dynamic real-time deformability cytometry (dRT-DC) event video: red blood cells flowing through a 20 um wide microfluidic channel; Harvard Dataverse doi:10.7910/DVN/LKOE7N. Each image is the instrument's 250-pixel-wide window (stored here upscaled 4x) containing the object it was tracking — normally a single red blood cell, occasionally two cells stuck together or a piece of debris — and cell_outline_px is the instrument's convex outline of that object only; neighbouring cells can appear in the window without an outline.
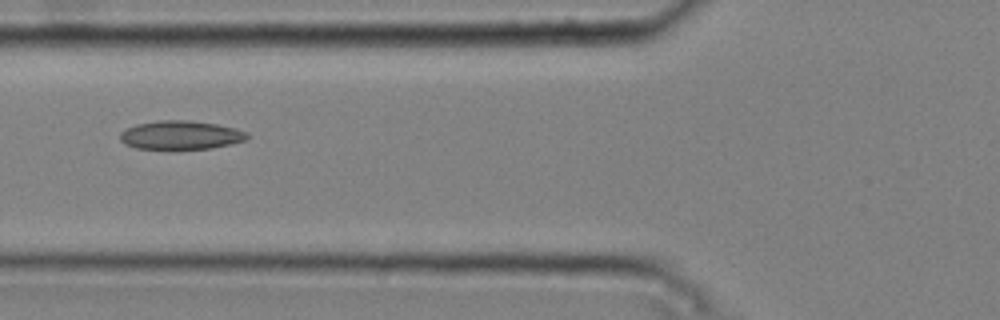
{"species": "common noctule bat (a hibernating species)", "species_latin": "Nyctalus noctula", "temperature_condition": "cold", "stored_images_in_passage": 8, "camera_frame_rate_fps": 3000, "um_per_image_px": 0.085, "animal": {"sex": "male", "body_mass_g": 20.4}, "frame": {"image": 1, "passage_image": 5, "time_ms": 1.333, "image_size_px": [1000, 320], "cell_outline_px": [[248, 140], [212, 148], [176, 152], [136, 148], [124, 144], [120, 140], [120, 132], [124, 128], [136, 124], [160, 120], [188, 120], [216, 124], [236, 128], [248, 132]], "centroid_in_image_um": [15.33, 11.53], "position_along_channel_um": 110.5, "area_um2": 22.31}}
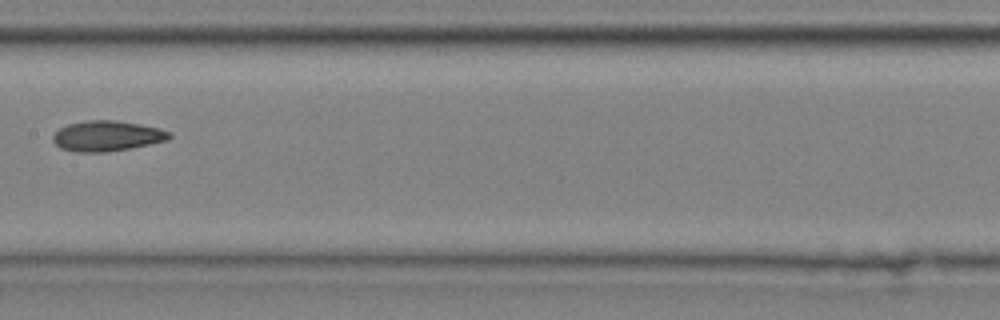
{"frame": {"image": 2, "passage_image": 7, "time_ms": 2.0, "image_size_px": [1000, 320], "cell_outline_px": [[172, 136], [168, 140], [132, 148], [104, 152], [76, 152], [60, 148], [52, 140], [52, 136], [60, 128], [68, 124], [88, 120], [116, 120], [140, 124], [160, 128], [172, 132]], "centroid_in_image_um": [9.12, 11.55], "position_along_channel_um": 198.3, "area_um2": 20.75}}
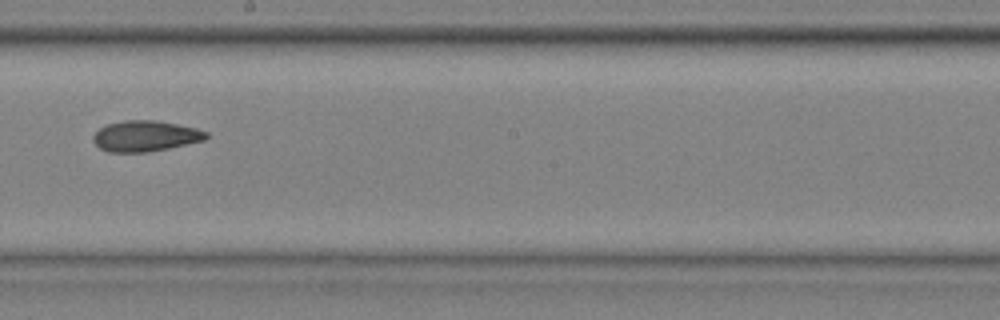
{"frame": {"image": 3, "passage_image": 8, "time_ms": 2.333, "image_size_px": [1000, 320], "cell_outline_px": [[208, 136], [204, 140], [168, 148], [148, 152], [108, 152], [100, 148], [92, 140], [92, 136], [100, 128], [108, 124], [124, 120], [152, 120], [176, 124], [196, 128], [208, 132]], "centroid_in_image_um": [12.34, 11.56], "position_along_channel_um": 235.9, "area_um2": 20.11}}